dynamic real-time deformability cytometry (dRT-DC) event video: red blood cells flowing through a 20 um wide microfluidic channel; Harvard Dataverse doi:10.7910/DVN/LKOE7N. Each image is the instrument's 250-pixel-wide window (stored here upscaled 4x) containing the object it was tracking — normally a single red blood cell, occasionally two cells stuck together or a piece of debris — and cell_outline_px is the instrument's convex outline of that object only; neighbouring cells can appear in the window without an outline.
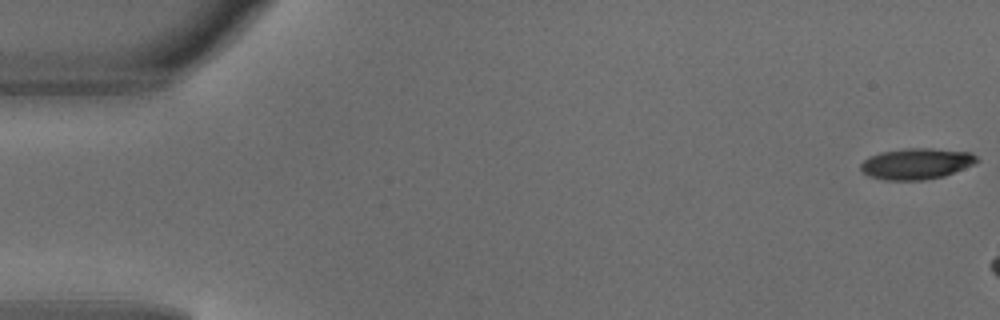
{"species": "common noctule bat (a hibernating species)", "species_latin": "Nyctalus noctula", "temperature_condition": "warm", "stored_images_in_passage": 5, "camera_frame_rate_fps": 3000, "um_per_image_px": 0.085, "animal": {"sex": "male", "body_mass_g": 18.8}, "frame": {"image": 1, "passage_image": 1, "time_ms": 0.0, "image_size_px": [1000, 320], "cell_outline_px": [[980, 160], [964, 168], [944, 176], [924, 180], [884, 180], [868, 176], [860, 168], [860, 164], [868, 156], [880, 152], [908, 148], [932, 148], [972, 152]], "centroid_in_image_um": [77.88, 13.91], "position_along_channel_um": 7.1, "area_um2": 21.1}}